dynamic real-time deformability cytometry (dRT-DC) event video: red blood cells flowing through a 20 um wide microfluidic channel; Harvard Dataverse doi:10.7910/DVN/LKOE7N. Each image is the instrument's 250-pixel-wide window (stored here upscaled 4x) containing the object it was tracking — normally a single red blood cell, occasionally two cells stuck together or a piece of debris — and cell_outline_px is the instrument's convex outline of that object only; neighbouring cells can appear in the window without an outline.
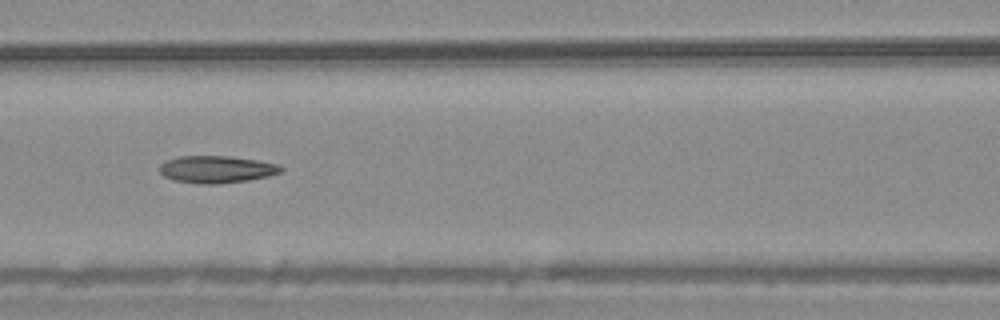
{"species": "common noctule bat (a hibernating species)", "species_latin": "Nyctalus noctula", "temperature_condition": "warm", "stored_images_in_passage": 53, "camera_frame_rate_fps": 3000, "um_per_image_px": 0.085, "animal": {"sex": "male", "body_mass_g": 20.4}, "frame": {"image": 1, "passage_image": 23, "time_ms": 7.333, "image_size_px": [1000, 320], "cell_outline_px": [[284, 168], [280, 172], [268, 176], [248, 180], [216, 184], [200, 184], [172, 180], [164, 176], [160, 172], [160, 164], [168, 160], [180, 156], [232, 156], [280, 164]], "centroid_in_image_um": [18.42, 14.39], "position_along_channel_um": 148.2, "area_um2": 19.25}, "authors_computed_cell_mechanics": {"area_um2": 19.2474, "velocity_mm_per_s": 3.7515, "shape_relaxation_time_tau1_ms": null, "shape_relaxation_time_tau2_ms": 6.2196, "deformation_change_tau1": null, "deformation_change_tau2": 0.1617}}